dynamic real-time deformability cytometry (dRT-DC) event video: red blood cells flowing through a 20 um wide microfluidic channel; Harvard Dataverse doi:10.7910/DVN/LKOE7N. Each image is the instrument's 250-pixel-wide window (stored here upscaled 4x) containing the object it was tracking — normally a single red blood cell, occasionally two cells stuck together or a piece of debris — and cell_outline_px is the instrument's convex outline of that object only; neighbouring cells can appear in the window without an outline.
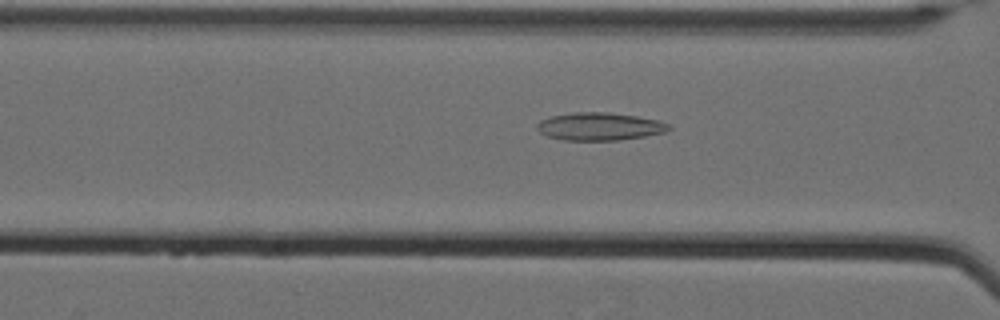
{"species": "Egyptian fruit bat (a non-hibernating species)", "species_latin": "Rousettus aegyptiacus", "temperature_condition": "cold", "stored_images_in_passage": 52, "camera_frame_rate_fps": 3000, "um_per_image_px": 0.085, "animal": {"sex": "female"}, "frame": {"image": 1, "passage_image": 19, "time_ms": 6.0, "image_size_px": [1000, 320], "cell_outline_px": [[672, 128], [664, 132], [644, 136], [620, 140], [564, 140], [548, 136], [540, 132], [536, 128], [536, 124], [540, 120], [552, 116], [572, 112], [608, 112], [636, 116], [656, 120], [668, 124]], "centroid_in_image_um": [50.93, 10.75], "position_along_channel_um": 115.7, "area_um2": 21.21}}
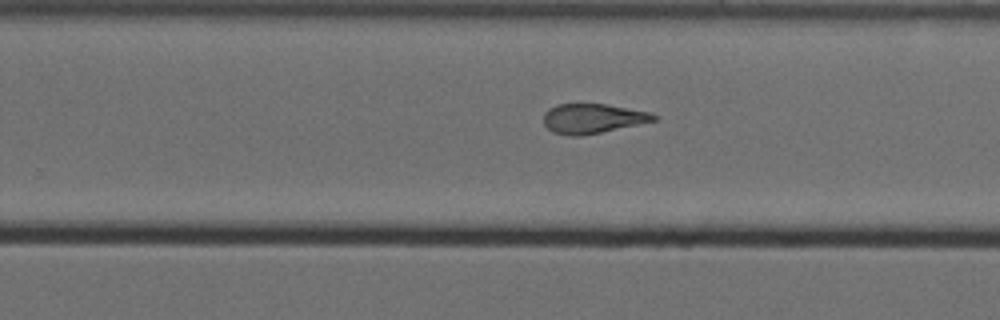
{"frame": {"image": 2, "passage_image": 33, "time_ms": 10.667, "image_size_px": [1000, 320], "cell_outline_px": [[660, 116], [656, 120], [600, 132], [580, 136], [568, 136], [552, 132], [544, 124], [544, 112], [548, 108], [556, 104], [604, 104], [648, 112]], "centroid_in_image_um": [50.32, 10.07], "position_along_channel_um": 279.5, "area_um2": 18.84}}
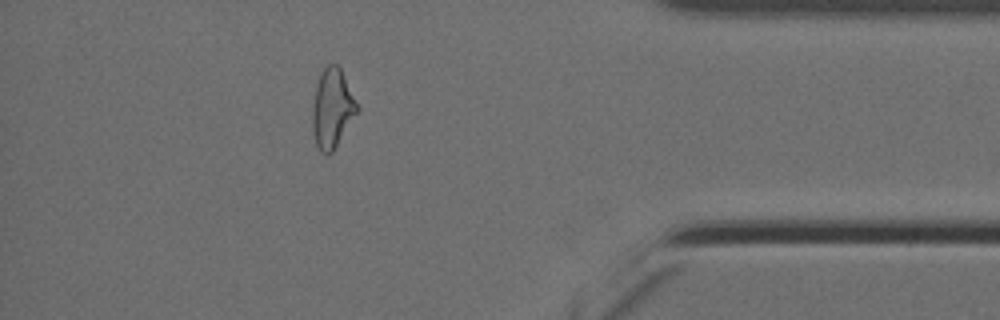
{"frame": {"image": 3, "passage_image": 46, "time_ms": 15.0, "image_size_px": [1000, 320], "cell_outline_px": [[360, 108], [332, 152], [328, 156], [320, 152], [316, 148], [312, 128], [312, 104], [316, 84], [324, 68], [328, 64], [336, 64], [340, 68]], "centroid_in_image_um": [28.22, 9.25], "position_along_channel_um": 407.0, "area_um2": 20.63}, "authors_computed_cell_mechanics": {"area_um2": 21.097, "velocity_mm_per_s": 3.5069, "shape_relaxation_time_tau1_ms": null, "shape_relaxation_time_tau2_ms": 3.8786, "deformation_change_tau1": null, "deformation_change_tau2": 0.1191}}